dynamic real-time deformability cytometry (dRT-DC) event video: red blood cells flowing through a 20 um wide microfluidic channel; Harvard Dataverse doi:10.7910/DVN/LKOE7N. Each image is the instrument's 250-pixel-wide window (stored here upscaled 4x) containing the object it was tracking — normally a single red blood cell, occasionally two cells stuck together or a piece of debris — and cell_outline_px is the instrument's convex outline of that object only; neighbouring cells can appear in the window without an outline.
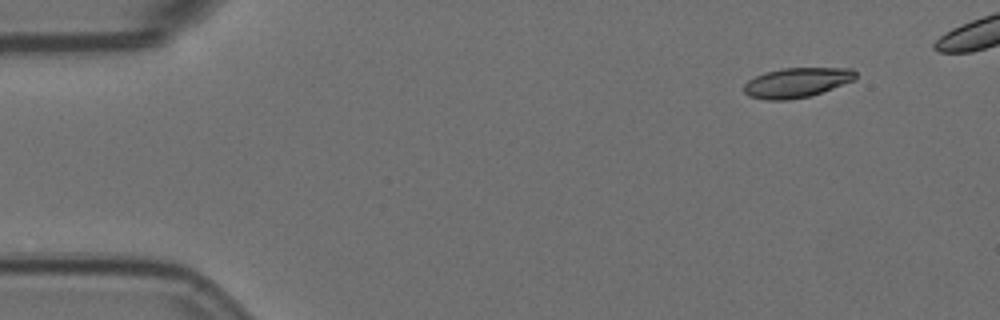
{"species": "Egyptian fruit bat (a non-hibernating species)", "species_latin": "Rousettus aegyptiacus", "temperature_condition": "room temperature", "stored_images_in_passage": 13, "camera_frame_rate_fps": 3000, "um_per_image_px": 0.085, "animal": {"sex": "female"}, "frame": {"image": 1, "passage_image": 1, "time_ms": 0.0, "image_size_px": [1000, 320], "cell_outline_px": [[856, 80], [812, 96], [788, 100], [768, 100], [748, 96], [744, 92], [744, 84], [748, 80], [764, 72], [784, 68], [852, 68], [856, 72]], "centroid_in_image_um": [67.75, 7.02], "position_along_channel_um": 17.3, "area_um2": 19.59}}
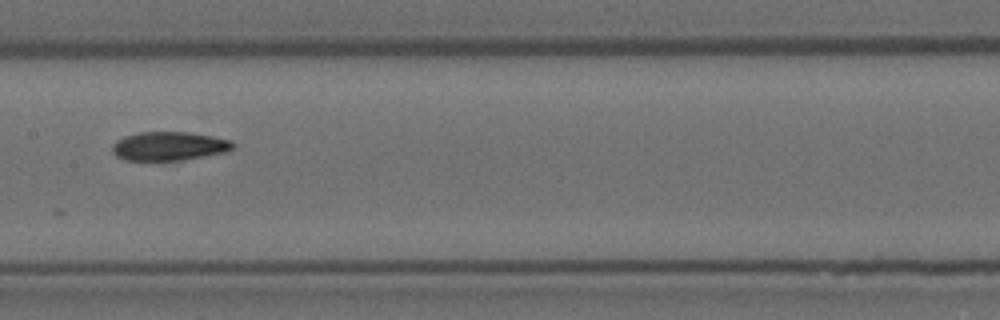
{"frame": {"image": 2, "passage_image": 7, "time_ms": 2.0, "image_size_px": [1000, 320], "cell_outline_px": [[236, 144], [228, 152], [184, 160], [124, 160], [116, 156], [112, 152], [112, 144], [116, 140], [124, 136], [140, 132], [188, 132], [212, 136], [232, 140]], "centroid_in_image_um": [14.39, 12.42], "position_along_channel_um": 193.0, "area_um2": 20.46}}
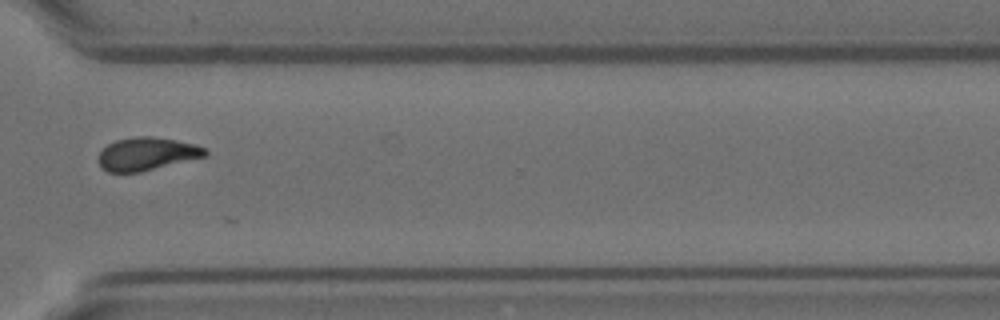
{"frame": {"image": 3, "passage_image": 11, "time_ms": 3.333, "image_size_px": [1000, 320], "cell_outline_px": [[208, 156], [140, 172], [108, 172], [100, 168], [100, 152], [108, 144], [116, 140], [136, 136], [152, 136], [176, 140], [196, 144], [204, 148], [208, 152]], "centroid_in_image_um": [12.51, 13.08], "position_along_channel_um": 358.1, "area_um2": 20.52}}